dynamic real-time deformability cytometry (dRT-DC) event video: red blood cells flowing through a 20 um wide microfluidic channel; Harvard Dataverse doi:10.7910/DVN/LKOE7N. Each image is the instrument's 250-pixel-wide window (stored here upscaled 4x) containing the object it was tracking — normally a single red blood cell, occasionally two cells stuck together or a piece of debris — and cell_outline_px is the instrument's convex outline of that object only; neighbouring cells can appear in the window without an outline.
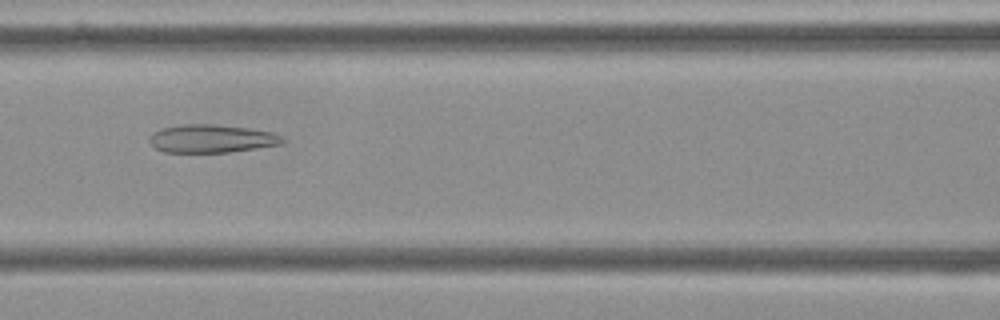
{"species": "Egyptian fruit bat (a non-hibernating species)", "species_latin": "Rousettus aegyptiacus", "temperature_condition": "cold", "stored_images_in_passage": 39, "camera_frame_rate_fps": 3000, "um_per_image_px": 0.085, "frame": {"image": 1, "passage_image": 8, "time_ms": 2.333, "image_size_px": [1000, 320], "cell_outline_px": [[288, 140], [284, 144], [228, 152], [164, 152], [156, 148], [148, 140], [148, 136], [152, 132], [160, 128], [184, 124], [212, 124], [248, 128], [272, 132], [284, 136]], "centroid_in_image_um": [18.01, 11.78], "position_along_channel_um": 148.6, "area_um2": 22.02}}
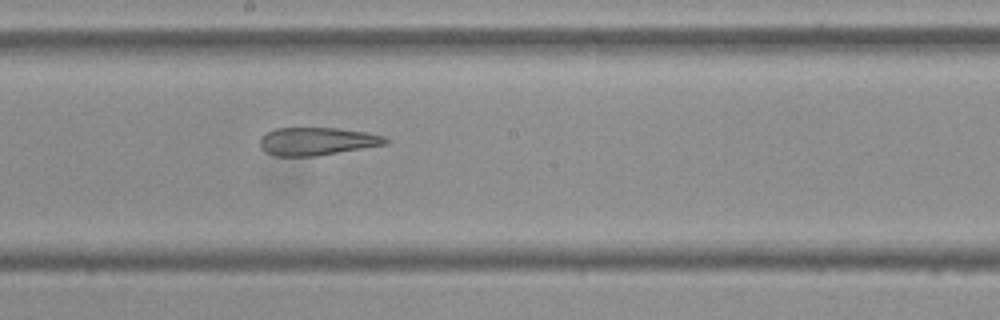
{"frame": {"image": 2, "passage_image": 14, "time_ms": 4.333, "image_size_px": [1000, 320], "cell_outline_px": [[388, 144], [316, 156], [276, 156], [264, 152], [260, 148], [260, 140], [268, 132], [276, 128], [340, 128], [368, 132], [384, 136], [388, 140]], "centroid_in_image_um": [26.96, 12.01], "position_along_channel_um": 221.2, "area_um2": 20.46}}
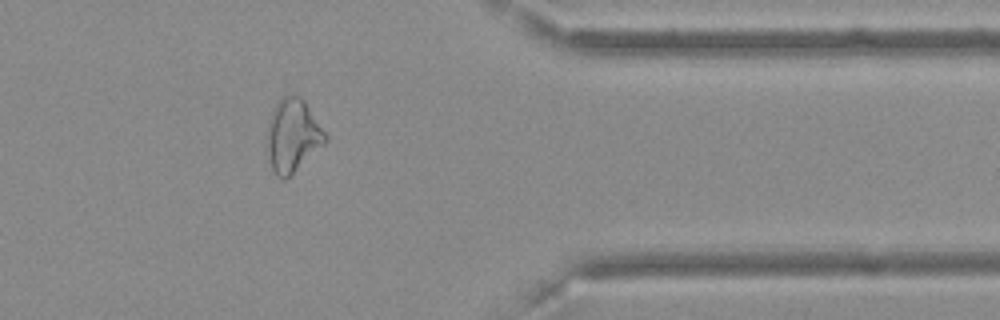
{"frame": {"image": 3, "passage_image": 29, "time_ms": 9.333, "image_size_px": [1000, 320], "cell_outline_px": [[328, 140], [324, 144], [284, 180], [276, 176], [272, 168], [268, 156], [264, 140], [268, 124], [272, 112], [276, 104], [284, 96], [300, 96], [304, 100], [328, 136]], "centroid_in_image_um": [24.85, 11.53], "position_along_channel_um": 386.6, "area_um2": 24.62}, "authors_computed_cell_mechanics": {"area_um2": 22.9466, "velocity_mm_per_s": 3.641, "shape_relaxation_time_tau1_ms": null, "shape_relaxation_time_tau2_ms": 3.9966, "deformation_change_tau1": null, "deformation_change_tau2": 0.1503}}